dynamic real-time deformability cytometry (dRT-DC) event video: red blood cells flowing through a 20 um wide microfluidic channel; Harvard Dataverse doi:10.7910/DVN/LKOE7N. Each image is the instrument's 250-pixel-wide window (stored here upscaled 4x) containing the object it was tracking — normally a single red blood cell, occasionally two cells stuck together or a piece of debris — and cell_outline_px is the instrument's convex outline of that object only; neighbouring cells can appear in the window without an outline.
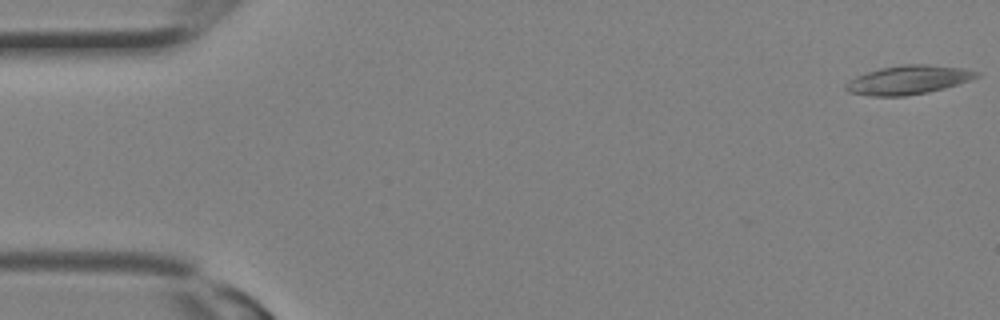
{"species": "Egyptian fruit bat (a non-hibernating species)", "species_latin": "Rousettus aegyptiacus", "temperature_condition": "room temperature", "stored_images_in_passage": 9, "camera_frame_rate_fps": 3000, "um_per_image_px": 0.085, "animal": {"sex": "female"}, "frame": {"image": 1, "passage_image": 1, "time_ms": 0.0, "image_size_px": [1000, 320], "cell_outline_px": [[980, 76], [972, 80], [944, 88], [928, 92], [904, 96], [868, 96], [848, 92], [844, 88], [844, 84], [848, 80], [856, 76], [880, 68], [904, 64], [928, 64], [964, 68], [980, 72]], "centroid_in_image_um": [77.21, 6.79], "position_along_channel_um": 7.8, "area_um2": 22.2}}
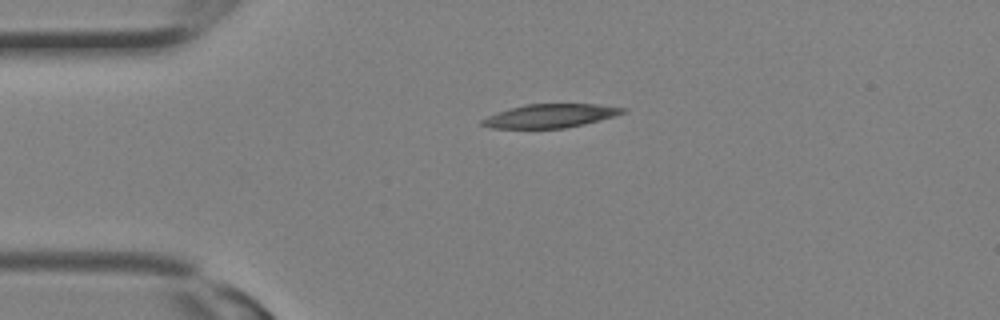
{"frame": {"image": 2, "passage_image": 7, "time_ms": 2.0, "image_size_px": [1000, 320], "cell_outline_px": [[628, 108], [624, 112], [600, 120], [584, 124], [564, 128], [492, 128], [480, 124], [480, 120], [488, 116], [508, 108], [524, 104], [596, 104]], "centroid_in_image_um": [46.74, 9.84], "position_along_channel_um": 38.3, "area_um2": 19.25}}